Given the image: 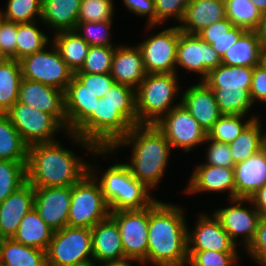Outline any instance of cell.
I'll return each instance as SVG.
<instances>
[{"instance_id": "603a6c76", "label": "cell", "mask_w": 266, "mask_h": 266, "mask_svg": "<svg viewBox=\"0 0 266 266\" xmlns=\"http://www.w3.org/2000/svg\"><path fill=\"white\" fill-rule=\"evenodd\" d=\"M93 260L98 264L125 259L116 222L109 216L91 228Z\"/></svg>"}, {"instance_id": "60d3db41", "label": "cell", "mask_w": 266, "mask_h": 266, "mask_svg": "<svg viewBox=\"0 0 266 266\" xmlns=\"http://www.w3.org/2000/svg\"><path fill=\"white\" fill-rule=\"evenodd\" d=\"M6 7L0 10L4 20L18 24L41 20L42 0H7Z\"/></svg>"}, {"instance_id": "3957f363", "label": "cell", "mask_w": 266, "mask_h": 266, "mask_svg": "<svg viewBox=\"0 0 266 266\" xmlns=\"http://www.w3.org/2000/svg\"><path fill=\"white\" fill-rule=\"evenodd\" d=\"M126 146L132 148L130 161L125 163L131 174L149 190L156 189L165 175L172 151L164 134L155 124H138L110 149L116 152Z\"/></svg>"}, {"instance_id": "52a82bcc", "label": "cell", "mask_w": 266, "mask_h": 266, "mask_svg": "<svg viewBox=\"0 0 266 266\" xmlns=\"http://www.w3.org/2000/svg\"><path fill=\"white\" fill-rule=\"evenodd\" d=\"M110 212L101 186L90 172L71 186L67 226L92 228L109 217Z\"/></svg>"}, {"instance_id": "11a10c76", "label": "cell", "mask_w": 266, "mask_h": 266, "mask_svg": "<svg viewBox=\"0 0 266 266\" xmlns=\"http://www.w3.org/2000/svg\"><path fill=\"white\" fill-rule=\"evenodd\" d=\"M255 31L260 40L266 42V10L262 12L259 26Z\"/></svg>"}, {"instance_id": "7c38bea8", "label": "cell", "mask_w": 266, "mask_h": 266, "mask_svg": "<svg viewBox=\"0 0 266 266\" xmlns=\"http://www.w3.org/2000/svg\"><path fill=\"white\" fill-rule=\"evenodd\" d=\"M138 43L147 73H176L180 28L172 25Z\"/></svg>"}, {"instance_id": "d6a6232c", "label": "cell", "mask_w": 266, "mask_h": 266, "mask_svg": "<svg viewBox=\"0 0 266 266\" xmlns=\"http://www.w3.org/2000/svg\"><path fill=\"white\" fill-rule=\"evenodd\" d=\"M23 79L20 62L8 58L0 63V113L5 114L18 101Z\"/></svg>"}, {"instance_id": "f1b7e54d", "label": "cell", "mask_w": 266, "mask_h": 266, "mask_svg": "<svg viewBox=\"0 0 266 266\" xmlns=\"http://www.w3.org/2000/svg\"><path fill=\"white\" fill-rule=\"evenodd\" d=\"M262 41L256 31H246L222 57L228 66L255 67L260 64Z\"/></svg>"}, {"instance_id": "d4e9b609", "label": "cell", "mask_w": 266, "mask_h": 266, "mask_svg": "<svg viewBox=\"0 0 266 266\" xmlns=\"http://www.w3.org/2000/svg\"><path fill=\"white\" fill-rule=\"evenodd\" d=\"M226 17L225 3L215 0H190L178 27L186 34H198L205 27Z\"/></svg>"}, {"instance_id": "6f0895ef", "label": "cell", "mask_w": 266, "mask_h": 266, "mask_svg": "<svg viewBox=\"0 0 266 266\" xmlns=\"http://www.w3.org/2000/svg\"><path fill=\"white\" fill-rule=\"evenodd\" d=\"M252 3L261 11L266 10V0H251Z\"/></svg>"}, {"instance_id": "f546056e", "label": "cell", "mask_w": 266, "mask_h": 266, "mask_svg": "<svg viewBox=\"0 0 266 266\" xmlns=\"http://www.w3.org/2000/svg\"><path fill=\"white\" fill-rule=\"evenodd\" d=\"M2 266H47L46 251L26 246L13 238L0 239Z\"/></svg>"}, {"instance_id": "e0dca14e", "label": "cell", "mask_w": 266, "mask_h": 266, "mask_svg": "<svg viewBox=\"0 0 266 266\" xmlns=\"http://www.w3.org/2000/svg\"><path fill=\"white\" fill-rule=\"evenodd\" d=\"M70 203L71 186L34 188V208L53 231L67 226Z\"/></svg>"}, {"instance_id": "ee69618b", "label": "cell", "mask_w": 266, "mask_h": 266, "mask_svg": "<svg viewBox=\"0 0 266 266\" xmlns=\"http://www.w3.org/2000/svg\"><path fill=\"white\" fill-rule=\"evenodd\" d=\"M239 252L188 251L189 266H234L240 260Z\"/></svg>"}, {"instance_id": "4dcf8cb0", "label": "cell", "mask_w": 266, "mask_h": 266, "mask_svg": "<svg viewBox=\"0 0 266 266\" xmlns=\"http://www.w3.org/2000/svg\"><path fill=\"white\" fill-rule=\"evenodd\" d=\"M52 44L74 73L81 69L90 45L75 30L60 31L53 34Z\"/></svg>"}, {"instance_id": "db71d44e", "label": "cell", "mask_w": 266, "mask_h": 266, "mask_svg": "<svg viewBox=\"0 0 266 266\" xmlns=\"http://www.w3.org/2000/svg\"><path fill=\"white\" fill-rule=\"evenodd\" d=\"M132 262L133 264L135 262V264L137 263L138 265L141 264L143 266L141 261L132 259V258H125L119 261H108V262L99 264V266H134L131 264Z\"/></svg>"}, {"instance_id": "91938a15", "label": "cell", "mask_w": 266, "mask_h": 266, "mask_svg": "<svg viewBox=\"0 0 266 266\" xmlns=\"http://www.w3.org/2000/svg\"><path fill=\"white\" fill-rule=\"evenodd\" d=\"M6 59H8V58L0 49V63L4 62Z\"/></svg>"}, {"instance_id": "1f68e13d", "label": "cell", "mask_w": 266, "mask_h": 266, "mask_svg": "<svg viewBox=\"0 0 266 266\" xmlns=\"http://www.w3.org/2000/svg\"><path fill=\"white\" fill-rule=\"evenodd\" d=\"M259 118L253 119L241 134L229 144L235 165L244 162L264 148L266 132H263V125Z\"/></svg>"}, {"instance_id": "4316f807", "label": "cell", "mask_w": 266, "mask_h": 266, "mask_svg": "<svg viewBox=\"0 0 266 266\" xmlns=\"http://www.w3.org/2000/svg\"><path fill=\"white\" fill-rule=\"evenodd\" d=\"M53 232L33 207L22 218L17 232L12 238L26 246L46 251Z\"/></svg>"}, {"instance_id": "8fae6325", "label": "cell", "mask_w": 266, "mask_h": 266, "mask_svg": "<svg viewBox=\"0 0 266 266\" xmlns=\"http://www.w3.org/2000/svg\"><path fill=\"white\" fill-rule=\"evenodd\" d=\"M155 125L173 149L185 153L204 145L207 137V132L182 104L172 108Z\"/></svg>"}, {"instance_id": "5b68a950", "label": "cell", "mask_w": 266, "mask_h": 266, "mask_svg": "<svg viewBox=\"0 0 266 266\" xmlns=\"http://www.w3.org/2000/svg\"><path fill=\"white\" fill-rule=\"evenodd\" d=\"M109 166L100 176L96 166L89 163V172L99 182L110 211L144 209L157 198L143 183L136 179L125 163ZM96 168V170H95Z\"/></svg>"}, {"instance_id": "836d02e7", "label": "cell", "mask_w": 266, "mask_h": 266, "mask_svg": "<svg viewBox=\"0 0 266 266\" xmlns=\"http://www.w3.org/2000/svg\"><path fill=\"white\" fill-rule=\"evenodd\" d=\"M247 30L234 26L228 18L215 22L197 35L208 44L212 45L213 49L221 56L230 48Z\"/></svg>"}, {"instance_id": "c3c4849f", "label": "cell", "mask_w": 266, "mask_h": 266, "mask_svg": "<svg viewBox=\"0 0 266 266\" xmlns=\"http://www.w3.org/2000/svg\"><path fill=\"white\" fill-rule=\"evenodd\" d=\"M245 251L259 266H266V215H261L255 237Z\"/></svg>"}, {"instance_id": "9a60e30c", "label": "cell", "mask_w": 266, "mask_h": 266, "mask_svg": "<svg viewBox=\"0 0 266 266\" xmlns=\"http://www.w3.org/2000/svg\"><path fill=\"white\" fill-rule=\"evenodd\" d=\"M222 64L221 56L197 34L179 33L177 46L176 69L181 67L192 72L199 73L200 81H203L210 70ZM179 66V67H178Z\"/></svg>"}, {"instance_id": "ba28073f", "label": "cell", "mask_w": 266, "mask_h": 266, "mask_svg": "<svg viewBox=\"0 0 266 266\" xmlns=\"http://www.w3.org/2000/svg\"><path fill=\"white\" fill-rule=\"evenodd\" d=\"M46 258L47 266H72L92 260L91 228L65 226L54 231Z\"/></svg>"}, {"instance_id": "83f0119b", "label": "cell", "mask_w": 266, "mask_h": 266, "mask_svg": "<svg viewBox=\"0 0 266 266\" xmlns=\"http://www.w3.org/2000/svg\"><path fill=\"white\" fill-rule=\"evenodd\" d=\"M253 67L221 64L203 80L211 90H250Z\"/></svg>"}, {"instance_id": "d6986e66", "label": "cell", "mask_w": 266, "mask_h": 266, "mask_svg": "<svg viewBox=\"0 0 266 266\" xmlns=\"http://www.w3.org/2000/svg\"><path fill=\"white\" fill-rule=\"evenodd\" d=\"M191 173L187 188V195L202 192L228 193V200L235 199L234 168L212 166L203 163L198 164Z\"/></svg>"}, {"instance_id": "8992f818", "label": "cell", "mask_w": 266, "mask_h": 266, "mask_svg": "<svg viewBox=\"0 0 266 266\" xmlns=\"http://www.w3.org/2000/svg\"><path fill=\"white\" fill-rule=\"evenodd\" d=\"M178 79L176 73L146 74L135 90L138 124H156L172 108L181 104V101L174 102L182 93Z\"/></svg>"}, {"instance_id": "d590c367", "label": "cell", "mask_w": 266, "mask_h": 266, "mask_svg": "<svg viewBox=\"0 0 266 266\" xmlns=\"http://www.w3.org/2000/svg\"><path fill=\"white\" fill-rule=\"evenodd\" d=\"M28 145L6 114L0 113V160L27 161Z\"/></svg>"}, {"instance_id": "ffe728a7", "label": "cell", "mask_w": 266, "mask_h": 266, "mask_svg": "<svg viewBox=\"0 0 266 266\" xmlns=\"http://www.w3.org/2000/svg\"><path fill=\"white\" fill-rule=\"evenodd\" d=\"M181 104L208 133L223 115L217 105L214 92L204 81L188 86L180 96Z\"/></svg>"}, {"instance_id": "7dc6e473", "label": "cell", "mask_w": 266, "mask_h": 266, "mask_svg": "<svg viewBox=\"0 0 266 266\" xmlns=\"http://www.w3.org/2000/svg\"><path fill=\"white\" fill-rule=\"evenodd\" d=\"M209 143L206 151V162L204 164L234 168V161L231 155L229 144L214 141L206 137L204 144Z\"/></svg>"}, {"instance_id": "9c48e42d", "label": "cell", "mask_w": 266, "mask_h": 266, "mask_svg": "<svg viewBox=\"0 0 266 266\" xmlns=\"http://www.w3.org/2000/svg\"><path fill=\"white\" fill-rule=\"evenodd\" d=\"M5 114L28 146L53 142L57 140L55 138L60 131L67 133L66 128L53 115L18 101Z\"/></svg>"}, {"instance_id": "b9f144b4", "label": "cell", "mask_w": 266, "mask_h": 266, "mask_svg": "<svg viewBox=\"0 0 266 266\" xmlns=\"http://www.w3.org/2000/svg\"><path fill=\"white\" fill-rule=\"evenodd\" d=\"M112 23L113 21L78 22L74 30L90 46L116 47L110 41Z\"/></svg>"}, {"instance_id": "816d5d0a", "label": "cell", "mask_w": 266, "mask_h": 266, "mask_svg": "<svg viewBox=\"0 0 266 266\" xmlns=\"http://www.w3.org/2000/svg\"><path fill=\"white\" fill-rule=\"evenodd\" d=\"M249 93L253 104L261 102L266 106V67L261 64L253 67Z\"/></svg>"}, {"instance_id": "9f6ffc18", "label": "cell", "mask_w": 266, "mask_h": 266, "mask_svg": "<svg viewBox=\"0 0 266 266\" xmlns=\"http://www.w3.org/2000/svg\"><path fill=\"white\" fill-rule=\"evenodd\" d=\"M260 64L266 67V42H262L261 44Z\"/></svg>"}, {"instance_id": "f35d334b", "label": "cell", "mask_w": 266, "mask_h": 266, "mask_svg": "<svg viewBox=\"0 0 266 266\" xmlns=\"http://www.w3.org/2000/svg\"><path fill=\"white\" fill-rule=\"evenodd\" d=\"M27 161L0 160V202L27 182Z\"/></svg>"}, {"instance_id": "7a4b0ae2", "label": "cell", "mask_w": 266, "mask_h": 266, "mask_svg": "<svg viewBox=\"0 0 266 266\" xmlns=\"http://www.w3.org/2000/svg\"><path fill=\"white\" fill-rule=\"evenodd\" d=\"M184 209L159 199L149 206L148 247L143 265L187 266L188 223Z\"/></svg>"}, {"instance_id": "484cf974", "label": "cell", "mask_w": 266, "mask_h": 266, "mask_svg": "<svg viewBox=\"0 0 266 266\" xmlns=\"http://www.w3.org/2000/svg\"><path fill=\"white\" fill-rule=\"evenodd\" d=\"M81 0H42L41 20L55 33L74 30Z\"/></svg>"}, {"instance_id": "cb8c5ba5", "label": "cell", "mask_w": 266, "mask_h": 266, "mask_svg": "<svg viewBox=\"0 0 266 266\" xmlns=\"http://www.w3.org/2000/svg\"><path fill=\"white\" fill-rule=\"evenodd\" d=\"M235 198L249 199L266 184V149L234 165Z\"/></svg>"}, {"instance_id": "7bdbcfd3", "label": "cell", "mask_w": 266, "mask_h": 266, "mask_svg": "<svg viewBox=\"0 0 266 266\" xmlns=\"http://www.w3.org/2000/svg\"><path fill=\"white\" fill-rule=\"evenodd\" d=\"M114 50L115 47L90 46L83 66L76 72L91 74L110 73Z\"/></svg>"}, {"instance_id": "30bf717a", "label": "cell", "mask_w": 266, "mask_h": 266, "mask_svg": "<svg viewBox=\"0 0 266 266\" xmlns=\"http://www.w3.org/2000/svg\"><path fill=\"white\" fill-rule=\"evenodd\" d=\"M48 47L49 50L45 48L19 61L22 76L25 79L40 82L65 92L74 72L61 58L52 42Z\"/></svg>"}, {"instance_id": "680465c9", "label": "cell", "mask_w": 266, "mask_h": 266, "mask_svg": "<svg viewBox=\"0 0 266 266\" xmlns=\"http://www.w3.org/2000/svg\"><path fill=\"white\" fill-rule=\"evenodd\" d=\"M96 264H98V263L92 259V260H88V261H85L82 263L74 264L72 266H99V264L98 265H96Z\"/></svg>"}, {"instance_id": "f5cc1de1", "label": "cell", "mask_w": 266, "mask_h": 266, "mask_svg": "<svg viewBox=\"0 0 266 266\" xmlns=\"http://www.w3.org/2000/svg\"><path fill=\"white\" fill-rule=\"evenodd\" d=\"M261 215H266V184L249 198Z\"/></svg>"}, {"instance_id": "ab89813d", "label": "cell", "mask_w": 266, "mask_h": 266, "mask_svg": "<svg viewBox=\"0 0 266 266\" xmlns=\"http://www.w3.org/2000/svg\"><path fill=\"white\" fill-rule=\"evenodd\" d=\"M222 114L247 115L255 105L249 90H212Z\"/></svg>"}, {"instance_id": "6da1fadb", "label": "cell", "mask_w": 266, "mask_h": 266, "mask_svg": "<svg viewBox=\"0 0 266 266\" xmlns=\"http://www.w3.org/2000/svg\"><path fill=\"white\" fill-rule=\"evenodd\" d=\"M65 111L66 136L91 158L114 154L110 148L138 125L135 90L110 73L75 72L65 90Z\"/></svg>"}, {"instance_id": "44dd1931", "label": "cell", "mask_w": 266, "mask_h": 266, "mask_svg": "<svg viewBox=\"0 0 266 266\" xmlns=\"http://www.w3.org/2000/svg\"><path fill=\"white\" fill-rule=\"evenodd\" d=\"M146 74L142 52L138 45H116L110 71L115 82L136 90Z\"/></svg>"}, {"instance_id": "8d00e7d4", "label": "cell", "mask_w": 266, "mask_h": 266, "mask_svg": "<svg viewBox=\"0 0 266 266\" xmlns=\"http://www.w3.org/2000/svg\"><path fill=\"white\" fill-rule=\"evenodd\" d=\"M226 17L234 26L247 31H255L260 23L262 12L251 0H225Z\"/></svg>"}, {"instance_id": "7402d4cb", "label": "cell", "mask_w": 266, "mask_h": 266, "mask_svg": "<svg viewBox=\"0 0 266 266\" xmlns=\"http://www.w3.org/2000/svg\"><path fill=\"white\" fill-rule=\"evenodd\" d=\"M34 207V187L26 182L0 202V239L12 238L22 218Z\"/></svg>"}, {"instance_id": "5bb4252c", "label": "cell", "mask_w": 266, "mask_h": 266, "mask_svg": "<svg viewBox=\"0 0 266 266\" xmlns=\"http://www.w3.org/2000/svg\"><path fill=\"white\" fill-rule=\"evenodd\" d=\"M229 201L231 202L230 205L233 204L232 206L218 208L214 211V215L236 245L240 243L245 250L255 237L261 214L250 199L235 198ZM246 203H248V208ZM243 204L246 206L244 207ZM239 237L240 240L238 241Z\"/></svg>"}, {"instance_id": "f907efd6", "label": "cell", "mask_w": 266, "mask_h": 266, "mask_svg": "<svg viewBox=\"0 0 266 266\" xmlns=\"http://www.w3.org/2000/svg\"><path fill=\"white\" fill-rule=\"evenodd\" d=\"M123 5L128 9V11L138 15L145 17L147 21V29L151 30V28L155 29L158 26H155V3L154 0H123Z\"/></svg>"}, {"instance_id": "4fadbf2b", "label": "cell", "mask_w": 266, "mask_h": 266, "mask_svg": "<svg viewBox=\"0 0 266 266\" xmlns=\"http://www.w3.org/2000/svg\"><path fill=\"white\" fill-rule=\"evenodd\" d=\"M110 217L119 228L125 257L142 262L147 256L149 206L111 211Z\"/></svg>"}, {"instance_id": "e575fe53", "label": "cell", "mask_w": 266, "mask_h": 266, "mask_svg": "<svg viewBox=\"0 0 266 266\" xmlns=\"http://www.w3.org/2000/svg\"><path fill=\"white\" fill-rule=\"evenodd\" d=\"M40 20L28 23L17 24L16 37V60L20 61L24 57L40 52L52 42L48 35H45L38 24ZM50 42V43H49Z\"/></svg>"}, {"instance_id": "277c9868", "label": "cell", "mask_w": 266, "mask_h": 266, "mask_svg": "<svg viewBox=\"0 0 266 266\" xmlns=\"http://www.w3.org/2000/svg\"><path fill=\"white\" fill-rule=\"evenodd\" d=\"M76 157L59 140L28 146L27 182L34 188L73 186L89 172V162Z\"/></svg>"}, {"instance_id": "f6af8a7d", "label": "cell", "mask_w": 266, "mask_h": 266, "mask_svg": "<svg viewBox=\"0 0 266 266\" xmlns=\"http://www.w3.org/2000/svg\"><path fill=\"white\" fill-rule=\"evenodd\" d=\"M114 0H81L78 22L112 21Z\"/></svg>"}, {"instance_id": "ac0fdd59", "label": "cell", "mask_w": 266, "mask_h": 266, "mask_svg": "<svg viewBox=\"0 0 266 266\" xmlns=\"http://www.w3.org/2000/svg\"><path fill=\"white\" fill-rule=\"evenodd\" d=\"M18 102L53 115L67 130L65 92L55 87L23 78L20 83Z\"/></svg>"}, {"instance_id": "bcb514c9", "label": "cell", "mask_w": 266, "mask_h": 266, "mask_svg": "<svg viewBox=\"0 0 266 266\" xmlns=\"http://www.w3.org/2000/svg\"><path fill=\"white\" fill-rule=\"evenodd\" d=\"M190 0H154L155 3V26L163 25L173 17L177 21V25L182 21L185 9Z\"/></svg>"}, {"instance_id": "681fc988", "label": "cell", "mask_w": 266, "mask_h": 266, "mask_svg": "<svg viewBox=\"0 0 266 266\" xmlns=\"http://www.w3.org/2000/svg\"><path fill=\"white\" fill-rule=\"evenodd\" d=\"M17 24L0 17V49L7 58L16 60Z\"/></svg>"}, {"instance_id": "2e32d148", "label": "cell", "mask_w": 266, "mask_h": 266, "mask_svg": "<svg viewBox=\"0 0 266 266\" xmlns=\"http://www.w3.org/2000/svg\"><path fill=\"white\" fill-rule=\"evenodd\" d=\"M196 220L195 228L187 231L188 251L238 252V245L222 228L214 213L211 216L199 213Z\"/></svg>"}, {"instance_id": "74e56055", "label": "cell", "mask_w": 266, "mask_h": 266, "mask_svg": "<svg viewBox=\"0 0 266 266\" xmlns=\"http://www.w3.org/2000/svg\"><path fill=\"white\" fill-rule=\"evenodd\" d=\"M255 113L252 112L251 117L245 115H232L223 114L213 125V127L208 131L207 137L214 141L223 142L230 144L235 140L238 135L241 134L243 129L255 118L260 117L254 116ZM247 117L245 120L243 118ZM245 120V121H244Z\"/></svg>"}]
</instances>
